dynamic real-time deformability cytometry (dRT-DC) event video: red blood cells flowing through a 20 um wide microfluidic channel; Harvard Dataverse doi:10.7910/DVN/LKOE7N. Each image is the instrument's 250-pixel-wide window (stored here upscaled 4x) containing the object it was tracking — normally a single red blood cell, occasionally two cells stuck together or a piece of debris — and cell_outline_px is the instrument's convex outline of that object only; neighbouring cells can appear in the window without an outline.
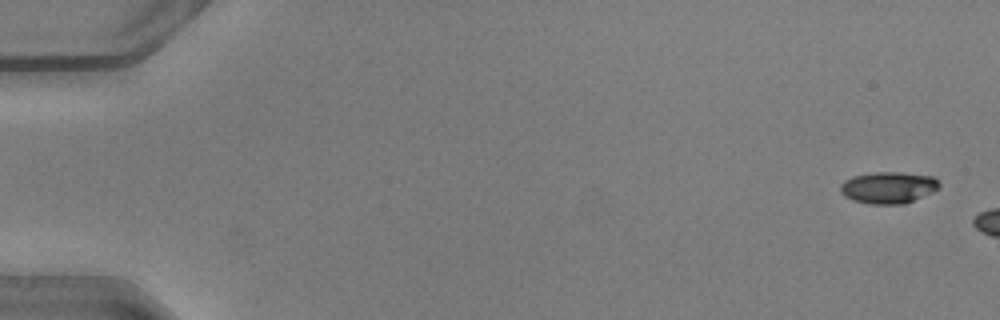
{"species": "common noctule bat (a hibernating species)", "species_latin": "Nyctalus noctula", "temperature_condition": "warm", "stored_images_in_passage": 6, "camera_frame_rate_fps": 3000, "um_per_image_px": 0.085, "animal": {"sex": "male", "body_mass_g": 20.5, "forearm_length_mm": 52.5}, "frame": {"image": 1, "passage_image": 2, "time_ms": 0.333, "image_size_px": [1000, 320], "cell_outline_px": [[940, 184], [932, 192], [904, 204], [868, 204], [852, 200], [844, 196], [840, 192], [840, 184], [844, 180], [852, 176], [876, 172], [900, 172], [932, 176]], "centroid_in_image_um": [75.45, 15.94], "position_along_channel_um": 9.6, "area_um2": 18.21}}